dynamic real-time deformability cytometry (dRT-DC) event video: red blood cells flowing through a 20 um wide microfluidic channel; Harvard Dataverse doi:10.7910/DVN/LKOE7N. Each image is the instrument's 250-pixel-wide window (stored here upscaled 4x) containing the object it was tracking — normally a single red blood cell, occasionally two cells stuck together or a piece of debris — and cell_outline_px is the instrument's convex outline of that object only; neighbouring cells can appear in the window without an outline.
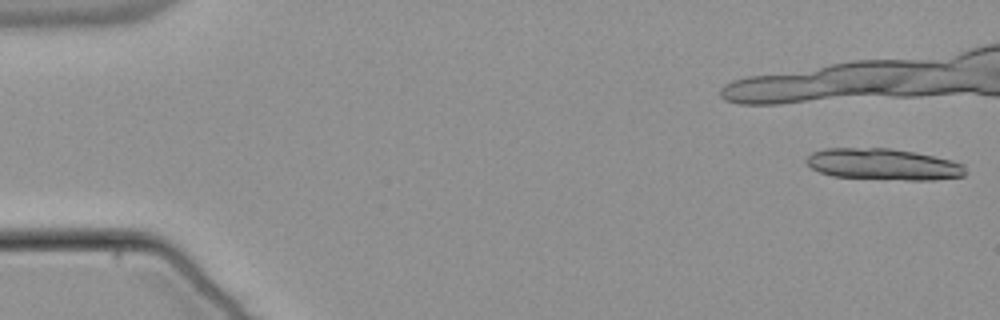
{"species": "common noctule bat (a hibernating species)", "species_latin": "Nyctalus noctula", "temperature_condition": "warm", "stored_images_in_passage": 38, "camera_frame_rate_fps": 3000, "um_per_image_px": 0.085, "animal": {"sex": "male", "body_mass_g": 21.5, "forearm_length_mm": 52.0}, "frame": {"image": 1, "passage_image": 1, "time_ms": 0.0, "image_size_px": [1000, 320], "cell_outline_px": [[964, 176], [932, 180], [908, 180], [832, 176], [820, 172], [812, 168], [808, 164], [808, 156], [812, 152], [828, 148], [888, 148], [912, 152], [952, 160], [964, 164]], "centroid_in_image_um": [75.09, 13.97], "position_along_channel_um": 9.9, "area_um2": 28.73}}
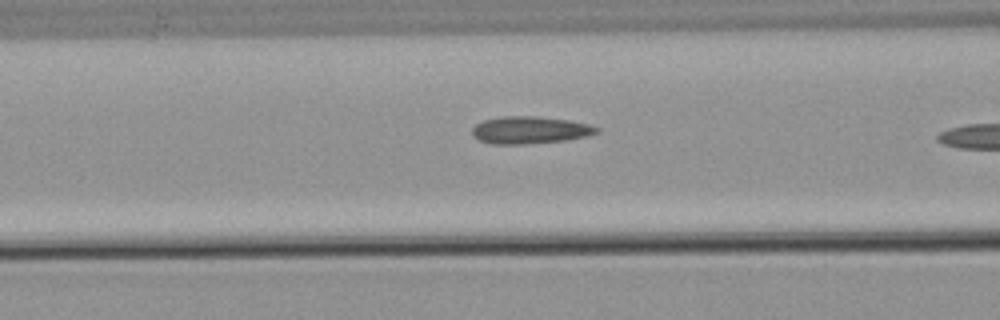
{"frame": {"image": 2, "passage_image": 17, "time_ms": 5.333, "image_size_px": [1000, 320], "cell_outline_px": [[600, 132], [584, 136], [564, 140], [524, 144], [492, 144], [480, 140], [472, 136], [472, 128], [476, 124], [484, 120], [500, 116], [536, 116], [568, 120], [588, 124], [600, 128]], "centroid_in_image_um": [45.01, 11.05], "position_along_channel_um": 121.6, "area_um2": 19.71}}
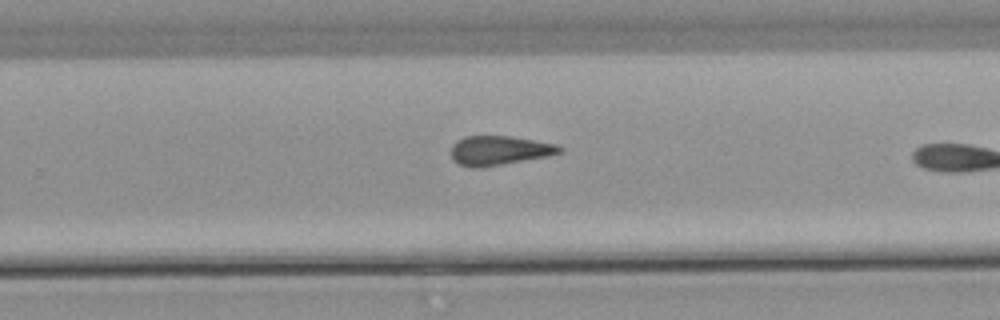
{"frame": {"image": 3, "passage_image": 30, "time_ms": 9.667, "image_size_px": [1000, 320], "cell_outline_px": [[564, 148], [560, 152], [548, 156], [500, 164], [460, 164], [452, 160], [452, 144], [456, 140], [464, 136], [512, 136], [556, 144]], "centroid_in_image_um": [42.48, 12.73], "position_along_channel_um": 287.3, "area_um2": 17.74}}